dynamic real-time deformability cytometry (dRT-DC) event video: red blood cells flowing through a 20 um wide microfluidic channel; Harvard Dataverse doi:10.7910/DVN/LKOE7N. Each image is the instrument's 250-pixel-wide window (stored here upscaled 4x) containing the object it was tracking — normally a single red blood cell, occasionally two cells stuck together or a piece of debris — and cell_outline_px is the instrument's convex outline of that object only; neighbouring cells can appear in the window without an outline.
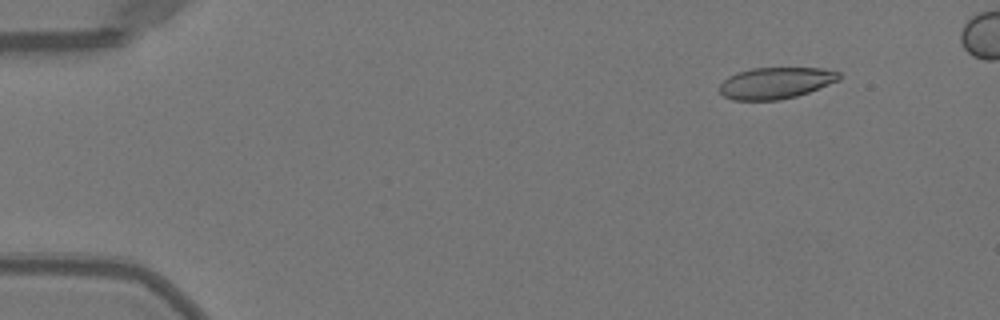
{"species": "Egyptian fruit bat (a non-hibernating species)", "species_latin": "Rousettus aegyptiacus", "temperature_condition": "warm", "stored_images_in_passage": 45, "camera_frame_rate_fps": 3000, "um_per_image_px": 0.085, "animal": {"sex": "female"}, "frame": {"image": 1, "passage_image": 3, "time_ms": 0.667, "image_size_px": [1000, 320], "cell_outline_px": [[840, 80], [808, 92], [796, 96], [780, 100], [732, 100], [724, 96], [720, 92], [720, 84], [728, 76], [736, 72], [752, 68], [820, 68], [840, 72]], "centroid_in_image_um": [65.92, 7.05], "position_along_channel_um": 19.1, "area_um2": 21.91}}
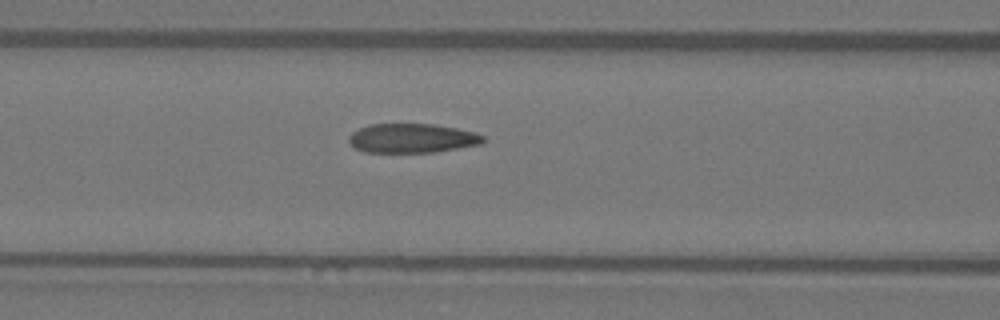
{"frame": {"image": 2, "passage_image": 19, "time_ms": 6.0, "image_size_px": [1000, 320], "cell_outline_px": [[484, 140], [480, 144], [432, 152], [364, 152], [356, 148], [348, 140], [348, 136], [352, 132], [368, 124], [436, 124], [456, 128], [472, 132], [484, 136]], "centroid_in_image_um": [34.98, 11.74], "position_along_channel_um": 131.6, "area_um2": 22.66}}
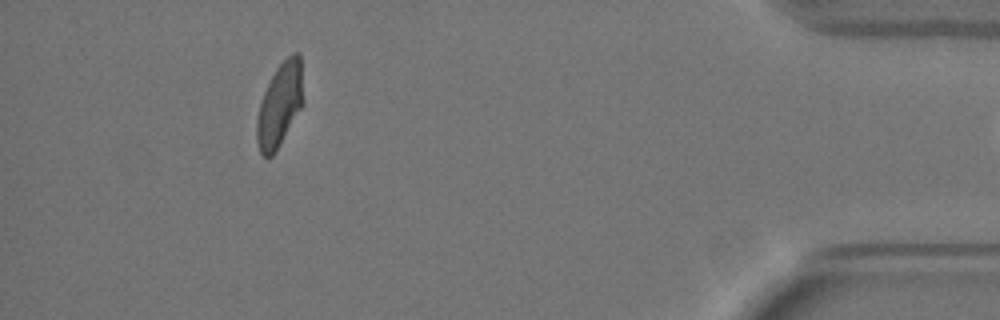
{"frame": {"image": 3, "passage_image": 44, "time_ms": 14.333, "image_size_px": [1000, 320], "cell_outline_px": [[304, 104], [276, 152], [272, 156], [264, 156], [260, 152], [256, 140], [256, 120], [260, 104], [264, 92], [276, 68], [292, 52], [300, 52], [304, 100]], "centroid_in_image_um": [23.8, 8.91], "position_along_channel_um": 411.4, "area_um2": 22.89}}